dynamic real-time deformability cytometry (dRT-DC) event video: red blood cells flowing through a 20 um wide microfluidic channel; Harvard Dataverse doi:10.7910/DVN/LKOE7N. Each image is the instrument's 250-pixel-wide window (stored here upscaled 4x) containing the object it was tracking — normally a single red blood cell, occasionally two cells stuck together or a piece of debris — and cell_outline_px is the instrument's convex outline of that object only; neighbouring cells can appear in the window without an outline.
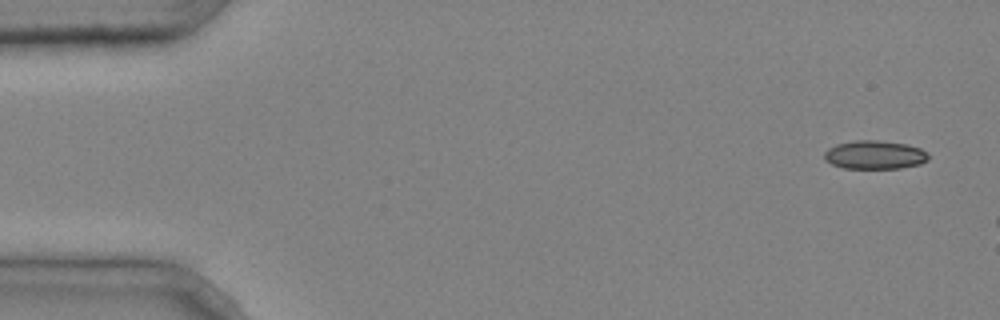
{"species": "common noctule bat (a hibernating species)", "species_latin": "Nyctalus noctula", "temperature_condition": "cold", "stored_images_in_passage": 4, "camera_frame_rate_fps": 3000, "um_per_image_px": 0.085, "animal": {"sex": "male", "body_mass_g": 20.4}, "frame": {"image": 1, "passage_image": 1, "time_ms": 0.0, "image_size_px": [1000, 320], "cell_outline_px": [[928, 160], [920, 164], [900, 168], [844, 168], [832, 164], [824, 160], [824, 152], [828, 148], [836, 144], [852, 140], [876, 140], [904, 144], [920, 148], [928, 156]], "centroid_in_image_um": [74.3, 13.16], "position_along_channel_um": 10.7, "area_um2": 17.22}}